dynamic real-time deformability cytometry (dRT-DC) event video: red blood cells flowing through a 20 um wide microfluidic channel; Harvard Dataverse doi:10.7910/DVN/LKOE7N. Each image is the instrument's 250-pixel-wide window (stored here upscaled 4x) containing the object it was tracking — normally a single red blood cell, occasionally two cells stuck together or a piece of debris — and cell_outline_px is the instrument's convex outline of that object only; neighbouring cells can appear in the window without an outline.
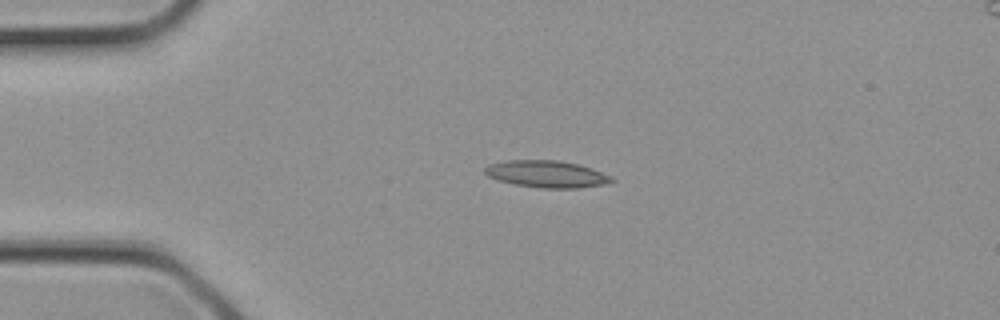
{"species": "common noctule bat (a hibernating species)", "species_latin": "Nyctalus noctula", "temperature_condition": "cold", "stored_images_in_passage": 1, "camera_frame_rate_fps": 3000, "um_per_image_px": 0.085, "animal": {"sex": "female", "body_mass_g": 21.9}, "frame": {"image": 1, "passage_image": 1, "time_ms": 0.0, "image_size_px": [1000, 320], "cell_outline_px": [[616, 180], [604, 184], [580, 188], [544, 188], [516, 184], [500, 180], [488, 176], [484, 172], [484, 168], [488, 164], [504, 160], [560, 160], [592, 168], [612, 176]], "centroid_in_image_um": [46.48, 14.78], "position_along_channel_um": 38.5, "area_um2": 19.88}}